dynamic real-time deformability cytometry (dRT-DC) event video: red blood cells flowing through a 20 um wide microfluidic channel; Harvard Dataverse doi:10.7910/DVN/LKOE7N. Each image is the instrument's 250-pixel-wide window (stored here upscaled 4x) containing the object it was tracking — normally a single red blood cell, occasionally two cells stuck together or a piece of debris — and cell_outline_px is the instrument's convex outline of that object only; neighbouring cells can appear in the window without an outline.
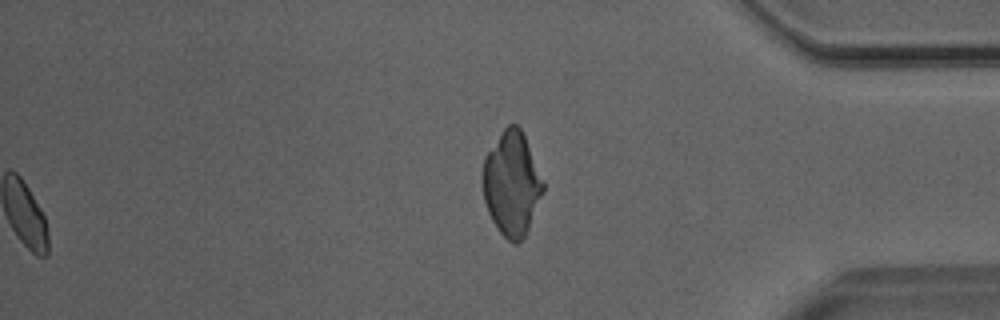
{"species": "Egyptian fruit bat (a non-hibernating species)", "species_latin": "Rousettus aegyptiacus", "temperature_condition": "room temperature", "stored_images_in_passage": 50, "segment_of_instrument_passage": [2, 2], "camera_frame_rate_fps": 3000, "um_per_image_px": 0.085, "animal": {"sex": "male"}, "frame": {"image": 1, "passage_image": 50, "time_ms": 16.333, "image_size_px": [1000, 320], "cell_outline_px": [[544, 192], [528, 228], [524, 236], [516, 244], [512, 244], [496, 228], [488, 212], [484, 200], [480, 176], [484, 156], [504, 128], [508, 124], [516, 124], [520, 128], [524, 136], [544, 184]], "centroid_in_image_um": [43.45, 15.62], "position_along_channel_um": 391.7, "area_um2": 36.59}}